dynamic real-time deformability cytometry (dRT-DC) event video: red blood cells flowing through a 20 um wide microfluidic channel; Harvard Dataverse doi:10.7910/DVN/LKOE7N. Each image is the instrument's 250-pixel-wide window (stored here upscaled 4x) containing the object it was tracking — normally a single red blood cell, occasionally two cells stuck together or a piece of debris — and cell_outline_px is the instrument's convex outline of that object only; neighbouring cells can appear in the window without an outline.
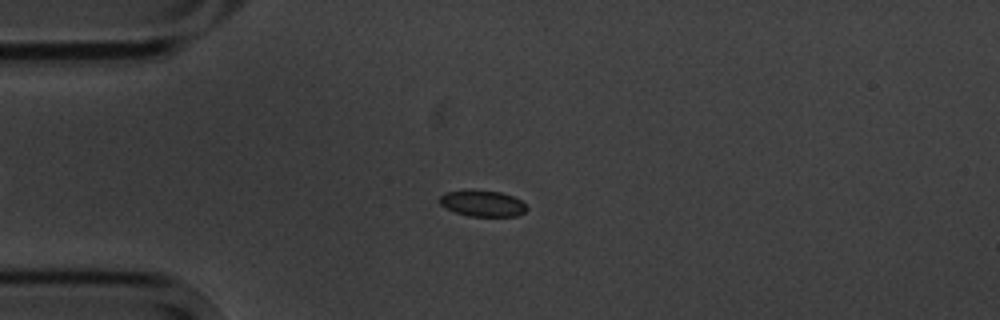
{"species": "common noctule bat (a hibernating species)", "species_latin": "Nyctalus noctula", "temperature_condition": "cold", "stored_images_in_passage": 13, "camera_frame_rate_fps": 3000, "um_per_image_px": 0.085, "animal": {"sex": "male", "body_mass_g": 20.1, "forearm_length_mm": 53.5}, "frame": {"image": 1, "passage_image": 4, "time_ms": 4.333, "image_size_px": [1000, 320], "cell_outline_px": [[528, 208], [524, 212], [516, 216], [468, 216], [456, 212], [440, 204], [440, 196], [444, 192], [500, 192], [512, 196], [520, 200]], "centroid_in_image_um": [41.05, 17.33], "position_along_channel_um": 44.0, "area_um2": 12.6}}
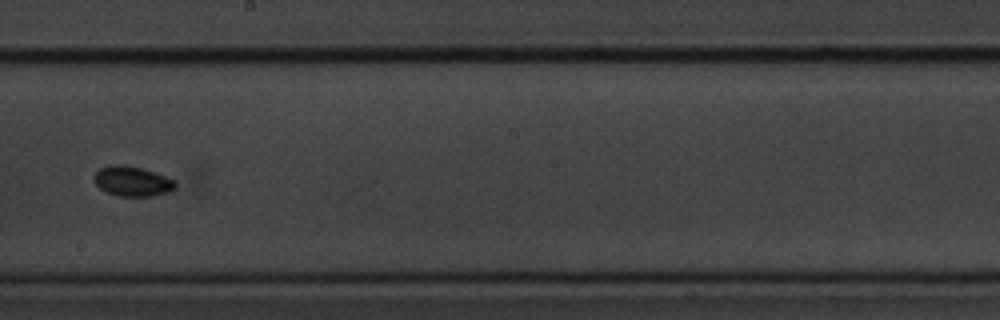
{"frame": {"image": 2, "passage_image": 9, "time_ms": 10.333, "image_size_px": [1000, 320], "cell_outline_px": [[176, 188], [168, 192], [156, 196], [116, 196], [104, 192], [96, 184], [92, 176], [100, 168], [112, 164], [124, 164], [140, 168], [176, 180]], "centroid_in_image_um": [11.22, 15.42], "position_along_channel_um": 237.0, "area_um2": 14.33}}
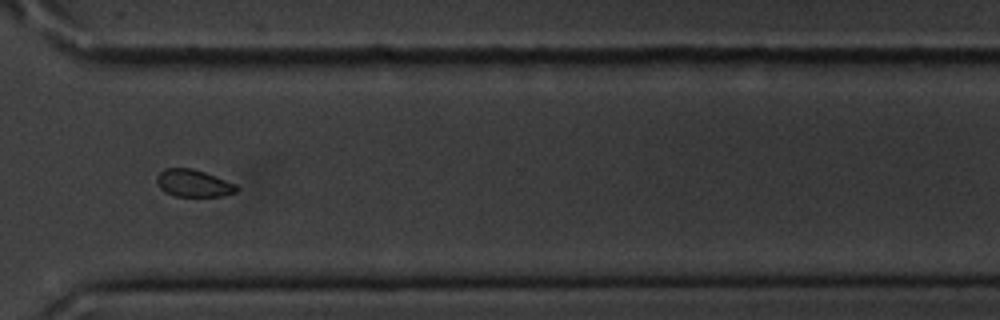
{"frame": {"image": 3, "passage_image": 12, "time_ms": 13.667, "image_size_px": [1000, 320], "cell_outline_px": [[240, 188], [236, 192], [224, 196], [176, 196], [164, 192], [160, 188], [156, 180], [156, 176], [164, 168], [192, 168], [204, 172], [236, 184]], "centroid_in_image_um": [16.44, 15.58], "position_along_channel_um": 354.2, "area_um2": 12.72}, "authors_computed_cell_mechanics": {"area_um2": 13.1206, "velocity_mm_per_s": 3.5325, "shape_relaxation_time_tau1_ms": 2.0575, "shape_relaxation_time_tau2_ms": null, "deformation_change_tau1": 0.0454, "deformation_change_tau2": null}}